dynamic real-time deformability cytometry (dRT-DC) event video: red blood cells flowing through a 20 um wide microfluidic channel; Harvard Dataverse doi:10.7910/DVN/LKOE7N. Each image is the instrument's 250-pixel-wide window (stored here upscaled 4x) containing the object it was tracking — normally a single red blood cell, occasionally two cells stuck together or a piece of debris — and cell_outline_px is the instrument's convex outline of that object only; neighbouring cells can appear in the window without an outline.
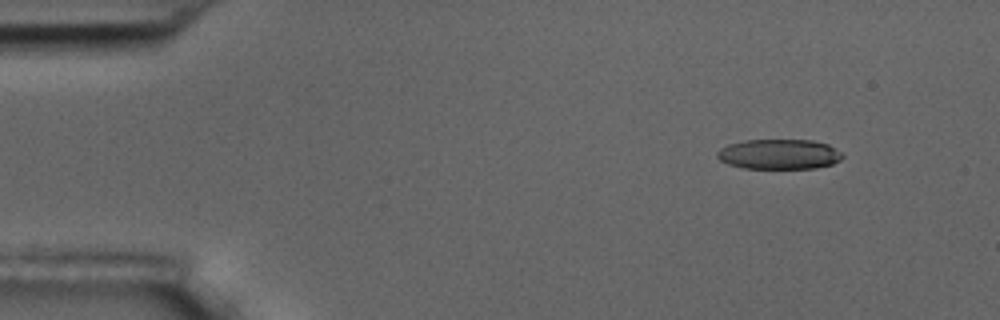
{"species": "common noctule bat (a hibernating species)", "species_latin": "Nyctalus noctula", "temperature_condition": "room temperature", "stored_images_in_passage": 4, "camera_frame_rate_fps": 3000, "um_per_image_px": 0.085, "animal": {"sex": "male", "body_mass_g": 17.5, "forearm_length_mm": 52.3}, "frame": {"image": 1, "passage_image": 1, "time_ms": 0.0, "image_size_px": [1000, 320], "cell_outline_px": [[844, 156], [840, 160], [832, 164], [816, 168], [744, 168], [728, 164], [720, 160], [716, 156], [716, 152], [720, 148], [728, 144], [744, 140], [812, 140], [828, 144], [840, 152]], "centroid_in_image_um": [66.2, 13.1], "position_along_channel_um": 18.8, "area_um2": 21.96}}
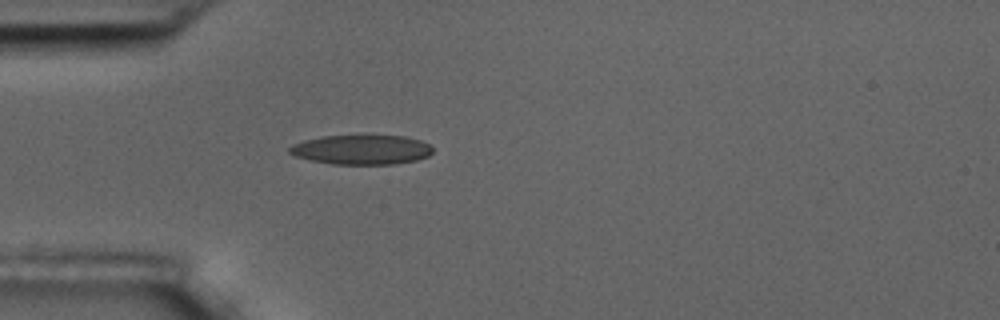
{"frame": {"image": 2, "passage_image": 4, "time_ms": 3.333, "image_size_px": [1000, 320], "cell_outline_px": [[432, 152], [428, 156], [416, 160], [392, 164], [332, 164], [312, 160], [296, 156], [288, 152], [288, 148], [292, 144], [304, 140], [320, 136], [364, 132], [404, 136], [420, 140], [428, 144], [432, 148]], "centroid_in_image_um": [30.71, 12.66], "position_along_channel_um": 54.3, "area_um2": 25.72}}